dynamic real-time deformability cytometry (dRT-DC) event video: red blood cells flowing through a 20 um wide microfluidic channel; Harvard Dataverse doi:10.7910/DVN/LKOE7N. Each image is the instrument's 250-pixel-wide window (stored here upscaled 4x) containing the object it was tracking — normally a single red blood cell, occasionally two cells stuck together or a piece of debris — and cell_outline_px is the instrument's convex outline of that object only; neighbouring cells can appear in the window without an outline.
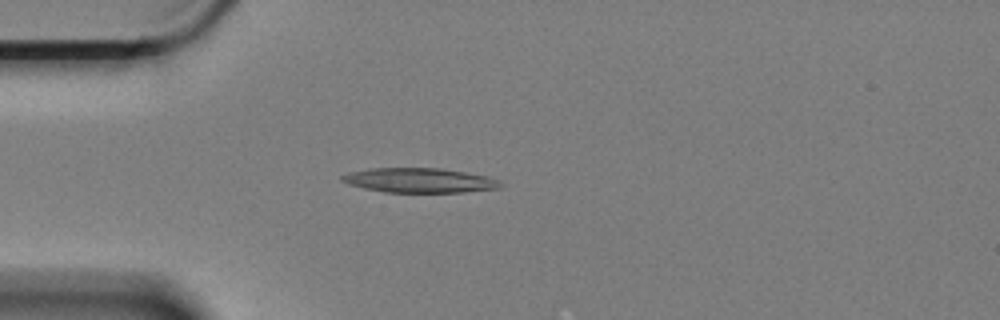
{"species": "Egyptian fruit bat (a non-hibernating species)", "species_latin": "Rousettus aegyptiacus", "temperature_condition": "cold", "stored_images_in_passage": 46, "camera_frame_rate_fps": 3000, "um_per_image_px": 0.085, "animal": {"sex": "female"}, "frame": {"image": 1, "passage_image": 1, "time_ms": 0.0, "image_size_px": [1000, 320], "cell_outline_px": [[504, 184], [500, 188], [460, 192], [384, 192], [364, 188], [348, 184], [340, 180], [340, 176], [348, 172], [368, 168], [440, 168], [488, 176]], "centroid_in_image_um": [35.6, 15.32], "position_along_channel_um": 49.4, "area_um2": 22.72}}
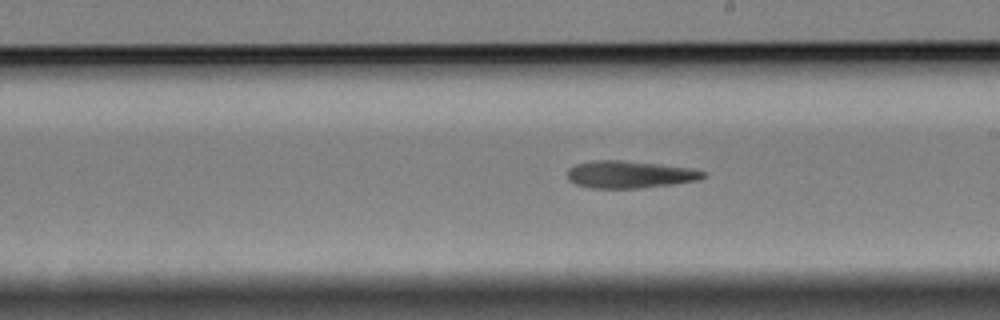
{"frame": {"image": 2, "passage_image": 19, "time_ms": 6.0, "image_size_px": [1000, 320], "cell_outline_px": [[704, 176], [696, 180], [672, 184], [640, 188], [588, 188], [576, 184], [568, 180], [568, 168], [576, 164], [592, 160], [620, 160], [660, 164], [692, 168], [704, 172]], "centroid_in_image_um": [53.46, 14.82], "position_along_channel_um": 235.5, "area_um2": 21.5}}
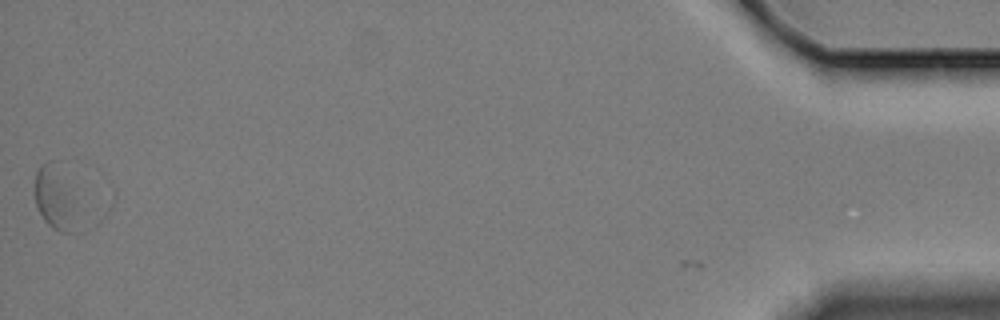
{"frame": {"image": 3, "passage_image": 45, "time_ms": 14.667, "image_size_px": [1000, 320], "cell_outline_px": [[72, 196], [68, 232], [60, 232], [52, 228], [44, 220], [36, 204], [36, 172], [44, 164]], "centroid_in_image_um": [4.5, 17.02], "position_along_channel_um": 430.7, "area_um2": 11.96}}